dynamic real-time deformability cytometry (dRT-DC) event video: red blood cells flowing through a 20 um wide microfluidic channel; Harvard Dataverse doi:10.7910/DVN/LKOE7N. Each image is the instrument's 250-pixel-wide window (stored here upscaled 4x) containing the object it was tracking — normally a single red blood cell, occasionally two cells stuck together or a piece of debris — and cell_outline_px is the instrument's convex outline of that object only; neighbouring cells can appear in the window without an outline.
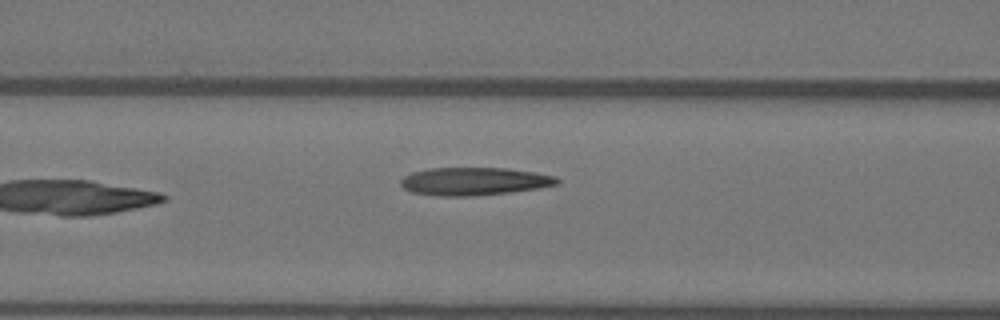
{"species": "Egyptian fruit bat (a non-hibernating species)", "species_latin": "Rousettus aegyptiacus", "temperature_condition": "warm", "stored_images_in_passage": 4, "camera_frame_rate_fps": 3000, "um_per_image_px": 0.085, "animal": {"sex": "female"}, "frame": {"image": 1, "passage_image": 4, "time_ms": 1.0, "image_size_px": [1000, 320], "cell_outline_px": [[560, 184], [536, 188], [508, 192], [476, 196], [440, 196], [412, 192], [404, 188], [400, 184], [400, 180], [404, 176], [412, 172], [428, 168], [508, 168], [536, 172], [556, 176], [560, 180]], "centroid_in_image_um": [40.31, 15.4], "position_along_channel_um": 126.3, "area_um2": 25.49}}